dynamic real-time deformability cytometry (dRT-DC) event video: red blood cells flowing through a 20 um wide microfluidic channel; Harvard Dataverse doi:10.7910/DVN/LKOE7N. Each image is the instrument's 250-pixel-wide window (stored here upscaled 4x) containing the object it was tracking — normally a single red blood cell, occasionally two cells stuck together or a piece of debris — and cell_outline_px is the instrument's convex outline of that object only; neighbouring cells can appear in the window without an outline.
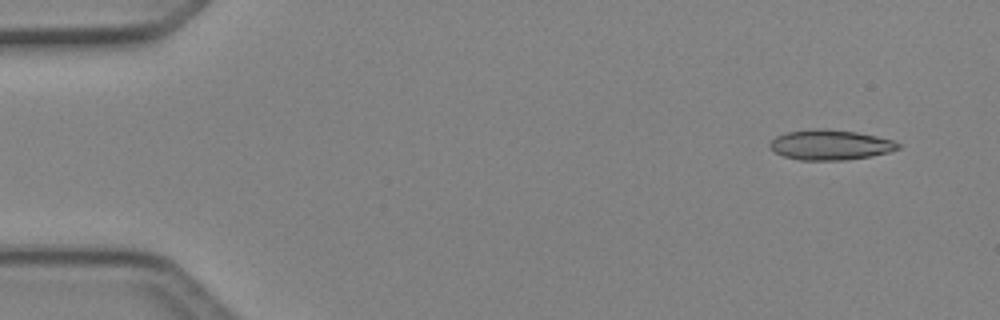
{"species": "Egyptian fruit bat (a non-hibernating species)", "species_latin": "Rousettus aegyptiacus", "temperature_condition": "cold", "stored_images_in_passage": 4, "camera_frame_rate_fps": 3000, "um_per_image_px": 0.085, "animal": {"sex": "female"}, "frame": {"image": 1, "passage_image": 1, "time_ms": 0.0, "image_size_px": [1000, 320], "cell_outline_px": [[900, 148], [888, 152], [872, 156], [844, 160], [800, 160], [784, 156], [776, 152], [768, 144], [776, 136], [788, 132], [816, 128], [824, 128], [856, 132], [876, 136], [892, 140], [900, 144]], "centroid_in_image_um": [70.58, 12.31], "position_along_channel_um": 14.4, "area_um2": 22.37}}